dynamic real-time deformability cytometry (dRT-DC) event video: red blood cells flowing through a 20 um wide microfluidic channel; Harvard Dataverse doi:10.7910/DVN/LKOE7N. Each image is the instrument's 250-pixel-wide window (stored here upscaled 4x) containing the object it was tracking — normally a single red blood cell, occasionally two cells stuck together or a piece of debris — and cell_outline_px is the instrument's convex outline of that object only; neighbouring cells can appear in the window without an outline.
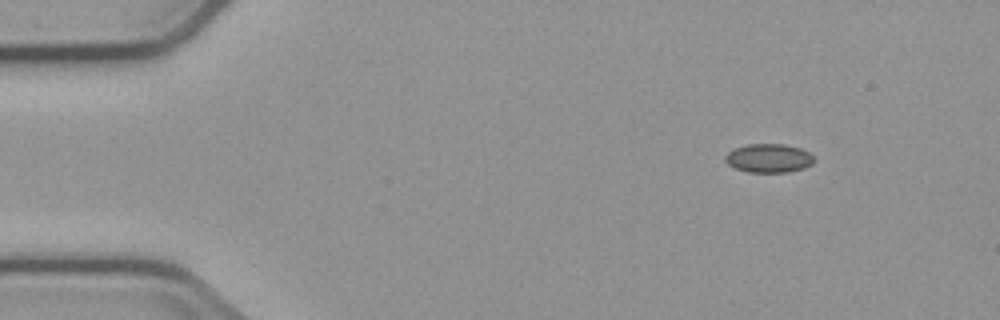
{"species": "common noctule bat (a hibernating species)", "species_latin": "Nyctalus noctula", "temperature_condition": "cold", "stored_images_in_passage": 6, "segment_of_instrument_passage": [2, 2], "camera_frame_rate_fps": 3000, "um_per_image_px": 0.085, "animal": {"sex": "male", "body_mass_g": 23.1, "forearm_length_mm": 52.7}, "frame": {"image": 1, "passage_image": 6, "time_ms": 6.0, "image_size_px": [1000, 320], "cell_outline_px": [[816, 160], [812, 164], [804, 168], [788, 172], [748, 172], [736, 168], [728, 164], [724, 160], [724, 156], [728, 152], [736, 148], [748, 144], [784, 144], [800, 148], [808, 152]], "centroid_in_image_um": [65.35, 13.45], "position_along_channel_um": 19.6, "area_um2": 14.85}}